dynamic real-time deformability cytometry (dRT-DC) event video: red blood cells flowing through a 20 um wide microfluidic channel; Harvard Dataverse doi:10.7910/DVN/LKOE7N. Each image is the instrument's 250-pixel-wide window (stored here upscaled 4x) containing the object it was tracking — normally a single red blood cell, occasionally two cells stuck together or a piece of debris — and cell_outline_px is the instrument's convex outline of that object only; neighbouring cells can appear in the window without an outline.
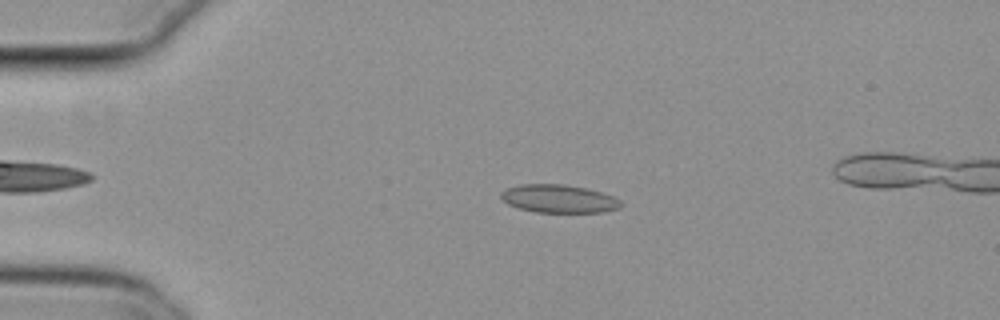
{"species": "common noctule bat (a hibernating species)", "species_latin": "Nyctalus noctula", "temperature_condition": "cold", "stored_images_in_passage": 52, "camera_frame_rate_fps": 3000, "um_per_image_px": 0.085, "animal": {"sex": "female", "body_mass_g": 29.2, "forearm_length_mm": 56.3}, "frame": {"image": 1, "passage_image": 12, "time_ms": 3.667, "image_size_px": [1000, 320], "cell_outline_px": [[624, 204], [620, 208], [604, 212], [536, 212], [516, 208], [508, 204], [500, 196], [500, 192], [508, 188], [520, 184], [564, 184], [584, 188], [600, 192], [612, 196], [620, 200]], "centroid_in_image_um": [47.49, 16.9], "position_along_channel_um": 37.5, "area_um2": 19.65}}
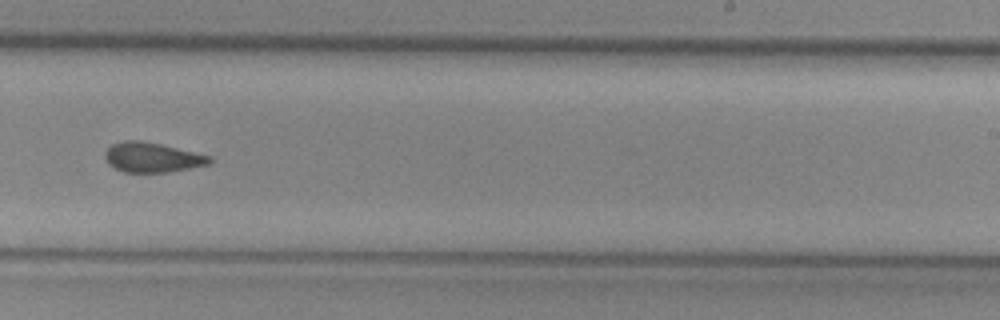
{"frame": {"image": 2, "passage_image": 34, "time_ms": 11.0, "image_size_px": [1000, 320], "cell_outline_px": [[212, 164], [168, 172], [124, 172], [108, 164], [104, 156], [108, 148], [112, 144], [124, 140], [140, 140], [160, 144], [212, 156]], "centroid_in_image_um": [12.96, 13.38], "position_along_channel_um": 276.0, "area_um2": 18.15}}
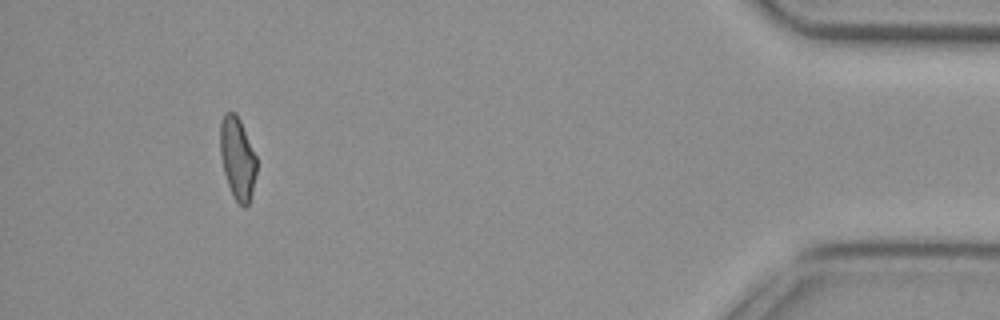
{"frame": {"image": 3, "passage_image": 50, "time_ms": 16.333, "image_size_px": [1000, 320], "cell_outline_px": [[256, 172], [252, 192], [248, 204], [244, 208], [236, 200], [228, 184], [224, 172], [220, 156], [220, 124], [224, 112], [236, 112], [240, 120], [256, 156]], "centroid_in_image_um": [20.17, 13.42], "position_along_channel_um": 415.0, "area_um2": 17.28}, "authors_computed_cell_mechanics": {"area_um2": 18.7561, "velocity_mm_per_s": 3.8099, "shape_relaxation_time_tau1_ms": null, "shape_relaxation_time_tau2_ms": 3.0137, "deformation_change_tau1": null, "deformation_change_tau2": 0.0761}}